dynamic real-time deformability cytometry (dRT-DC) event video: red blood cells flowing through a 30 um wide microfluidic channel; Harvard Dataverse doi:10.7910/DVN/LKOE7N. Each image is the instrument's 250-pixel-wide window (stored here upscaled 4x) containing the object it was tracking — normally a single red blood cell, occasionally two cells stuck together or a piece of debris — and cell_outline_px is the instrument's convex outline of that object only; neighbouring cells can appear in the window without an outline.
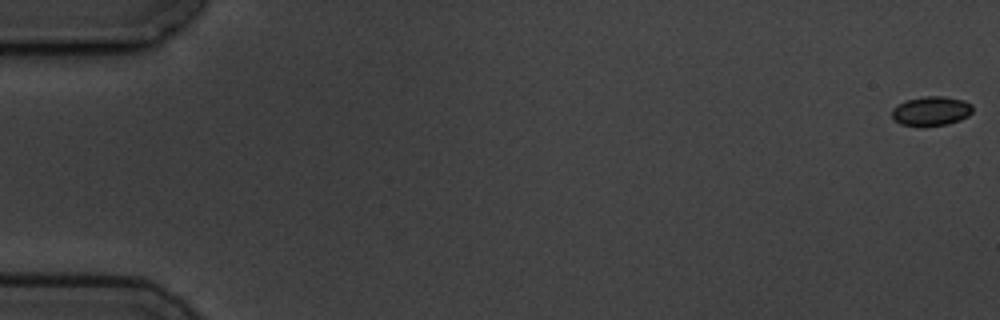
{"species": "common noctule bat (a hibernating species)", "species_latin": "Nyctalus noctula", "temperature_condition": "cold", "stored_images_in_passage": 3, "camera_frame_rate_fps": 3000, "um_per_image_px": 0.085, "animal": {"sex": "male", "body_mass_g": 19.5, "forearm_length_mm": 54.6}, "frame": {"image": 1, "passage_image": 1, "time_ms": 0.0, "image_size_px": [1000, 320], "cell_outline_px": [[972, 112], [968, 116], [960, 120], [948, 124], [900, 124], [892, 120], [892, 108], [904, 100], [924, 96], [944, 96], [964, 100], [972, 104]], "centroid_in_image_um": [79.15, 9.4], "position_along_channel_um": 5.9, "area_um2": 13.64}}